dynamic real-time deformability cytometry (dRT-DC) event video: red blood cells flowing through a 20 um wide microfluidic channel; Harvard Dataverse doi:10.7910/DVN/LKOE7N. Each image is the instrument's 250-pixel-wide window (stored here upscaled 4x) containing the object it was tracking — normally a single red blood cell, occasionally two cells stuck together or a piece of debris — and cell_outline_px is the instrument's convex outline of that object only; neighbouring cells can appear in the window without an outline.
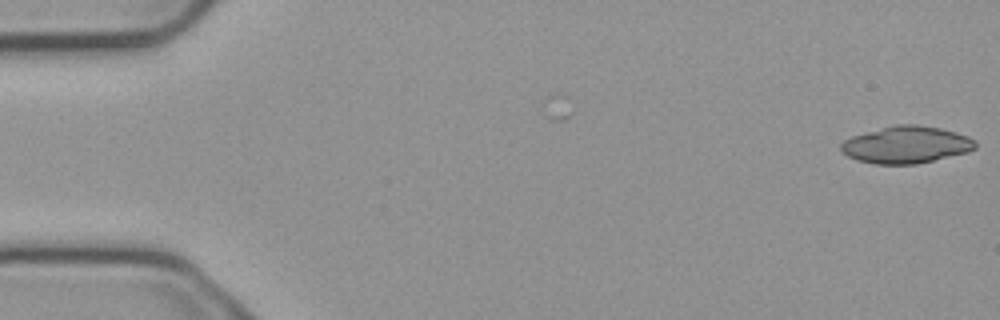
{"species": "common noctule bat (a hibernating species)", "species_latin": "Nyctalus noctula", "temperature_condition": "cold", "stored_images_in_passage": 9, "segment_of_instrument_passage": [1, 2], "camera_frame_rate_fps": 3000, "um_per_image_px": 0.085, "animal": {"sex": "male", "body_mass_g": 23.1, "forearm_length_mm": 52.7}, "frame": {"image": 1, "passage_image": 1, "time_ms": 0.0, "image_size_px": [1000, 320], "cell_outline_px": [[976, 148], [968, 152], [916, 164], [876, 164], [856, 160], [848, 156], [840, 148], [840, 144], [844, 140], [852, 136], [896, 124], [916, 124], [940, 128], [956, 132], [968, 136], [976, 140]], "centroid_in_image_um": [77.05, 12.3], "position_along_channel_um": 8.0, "area_um2": 28.96}}